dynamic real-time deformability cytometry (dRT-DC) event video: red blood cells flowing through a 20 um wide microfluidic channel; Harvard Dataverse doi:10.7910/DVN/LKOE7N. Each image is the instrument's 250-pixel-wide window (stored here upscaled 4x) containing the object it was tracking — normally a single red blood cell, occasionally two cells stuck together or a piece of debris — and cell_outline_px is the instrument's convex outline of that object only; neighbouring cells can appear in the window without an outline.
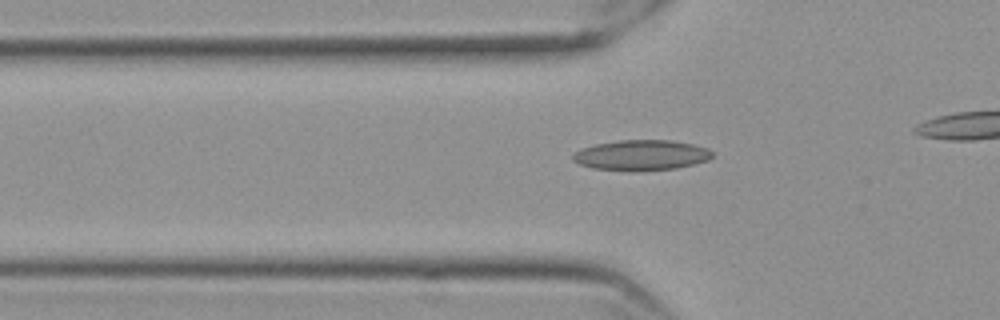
{"species": "Egyptian fruit bat (a non-hibernating species)", "species_latin": "Rousettus aegyptiacus", "temperature_condition": "cold", "stored_images_in_passage": 34, "camera_frame_rate_fps": 3000, "um_per_image_px": 0.085, "frame": {"image": 1, "passage_image": 7, "time_ms": 2.0, "image_size_px": [1000, 320], "cell_outline_px": [[712, 156], [708, 160], [676, 168], [632, 172], [592, 168], [580, 164], [572, 160], [572, 156], [580, 148], [596, 144], [620, 140], [672, 140], [692, 144], [708, 148], [712, 152]], "centroid_in_image_um": [54.49, 13.2], "position_along_channel_um": 71.3, "area_um2": 24.8}}
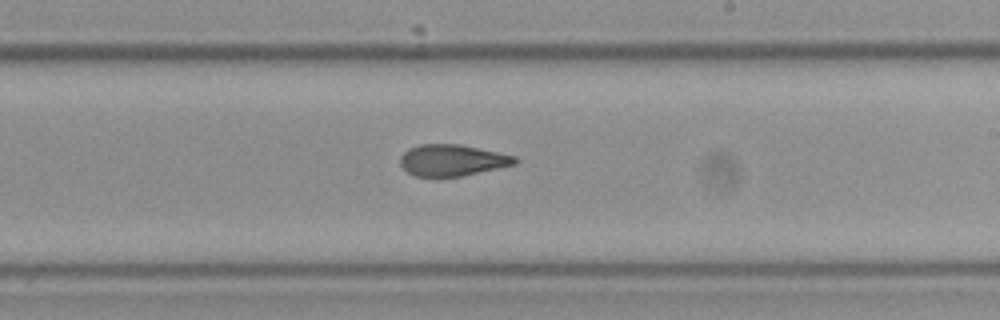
{"frame": {"image": 2, "passage_image": 22, "time_ms": 7.0, "image_size_px": [1000, 320], "cell_outline_px": [[520, 160], [516, 164], [460, 176], [416, 176], [408, 172], [400, 164], [400, 156], [408, 148], [420, 144], [460, 144], [516, 156]], "centroid_in_image_um": [38.44, 13.6], "position_along_channel_um": 250.6, "area_um2": 20.87}}
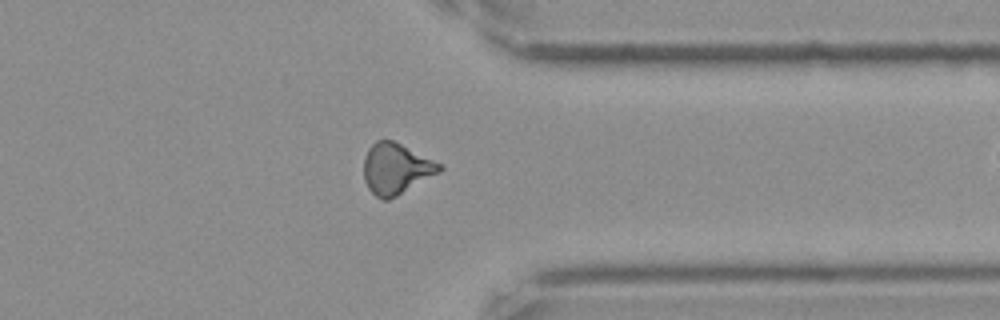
{"frame": {"image": 3, "passage_image": 33, "time_ms": 10.667, "image_size_px": [1000, 320], "cell_outline_px": [[444, 168], [440, 172], [396, 196], [388, 200], [380, 200], [368, 188], [364, 180], [364, 156], [368, 148], [376, 140], [392, 140], [440, 164]], "centroid_in_image_um": [33.62, 14.35], "position_along_channel_um": 377.8, "area_um2": 22.14}}